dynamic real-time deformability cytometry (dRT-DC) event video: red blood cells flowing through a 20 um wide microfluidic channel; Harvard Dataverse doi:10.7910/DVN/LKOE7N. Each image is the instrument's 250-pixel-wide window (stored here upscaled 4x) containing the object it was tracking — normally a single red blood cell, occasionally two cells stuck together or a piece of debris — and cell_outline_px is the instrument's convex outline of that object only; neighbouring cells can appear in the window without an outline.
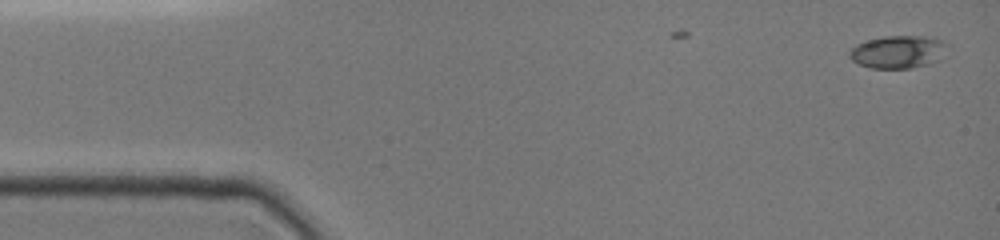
{"species": "common noctule bat (a hibernating species)", "species_latin": "Nyctalus noctula", "temperature_condition": "cold", "stored_images_in_passage": 4, "camera_frame_rate_fps": 3000, "um_per_image_px": 0.085, "animal": {"sex": "female", "body_mass_g": 19.0, "forearm_length_mm": 51.5}, "frame": {"image": 1, "passage_image": 1, "time_ms": 0.0, "image_size_px": [1000, 240], "cell_outline_px": [[952, 48], [940, 60], [928, 64], [912, 68], [872, 68], [860, 64], [852, 60], [848, 56], [852, 48], [856, 44], [868, 40], [884, 36], [936, 36], [944, 40]], "centroid_in_image_um": [76.46, 4.39], "position_along_channel_um": 8.5, "area_um2": 19.19}}